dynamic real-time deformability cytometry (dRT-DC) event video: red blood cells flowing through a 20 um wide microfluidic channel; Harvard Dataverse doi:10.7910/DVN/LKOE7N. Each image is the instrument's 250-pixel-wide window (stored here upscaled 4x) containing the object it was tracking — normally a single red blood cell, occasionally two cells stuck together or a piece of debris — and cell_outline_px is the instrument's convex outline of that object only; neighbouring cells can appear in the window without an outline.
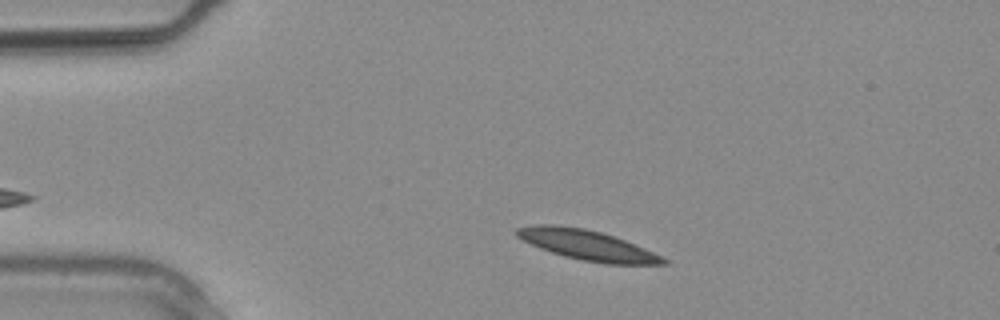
{"species": "common noctule bat (a hibernating species)", "species_latin": "Nyctalus noctula", "temperature_condition": "warm", "stored_images_in_passage": 2, "camera_frame_rate_fps": 3000, "um_per_image_px": 0.085, "animal": {"sex": "male", "body_mass_g": 20.4}, "frame": {"image": 1, "passage_image": 1, "time_ms": 0.0, "image_size_px": [1000, 320], "cell_outline_px": [[668, 264], [604, 264], [580, 260], [564, 256], [540, 248], [516, 236], [512, 232], [516, 228], [536, 224], [552, 224], [584, 228], [616, 236], [644, 248], [668, 260]], "centroid_in_image_um": [49.89, 20.82], "position_along_channel_um": 35.1, "area_um2": 25.66}}